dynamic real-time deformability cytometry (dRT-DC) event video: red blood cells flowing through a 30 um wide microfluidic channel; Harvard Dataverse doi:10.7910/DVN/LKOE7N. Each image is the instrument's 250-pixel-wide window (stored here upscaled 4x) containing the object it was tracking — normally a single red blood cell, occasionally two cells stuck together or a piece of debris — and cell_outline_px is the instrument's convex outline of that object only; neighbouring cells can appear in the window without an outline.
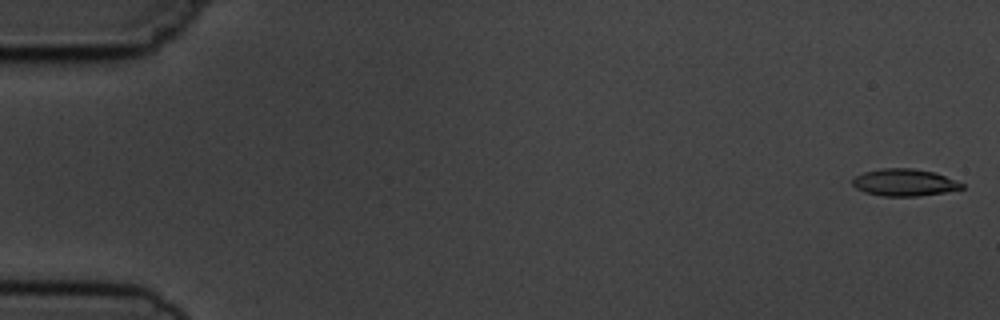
{"species": "common noctule bat (a hibernating species)", "species_latin": "Nyctalus noctula", "temperature_condition": "cold", "stored_images_in_passage": 6, "camera_frame_rate_fps": 3000, "um_per_image_px": 0.085, "animal": {"sex": "male", "body_mass_g": 19.5, "forearm_length_mm": 54.6}, "frame": {"image": 1, "passage_image": 1, "time_ms": 0.0, "image_size_px": [1000, 320], "cell_outline_px": [[964, 188], [944, 192], [920, 196], [884, 196], [864, 192], [856, 188], [852, 184], [852, 180], [856, 176], [864, 172], [880, 168], [912, 168], [936, 172], [964, 184]], "centroid_in_image_um": [76.87, 15.5], "position_along_channel_um": 8.1, "area_um2": 17.28}}
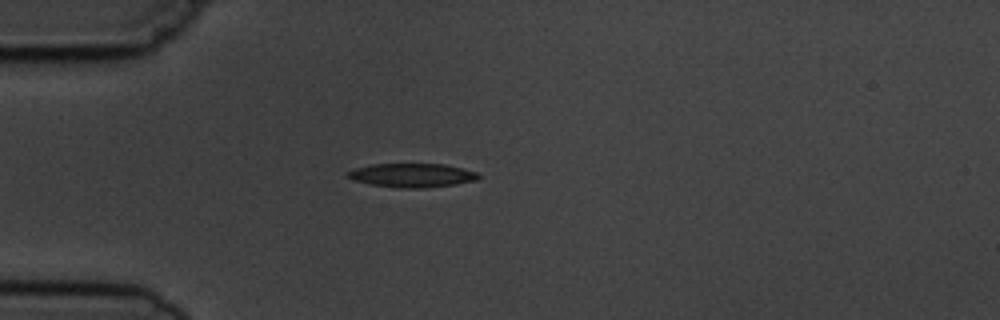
{"frame": {"image": 2, "passage_image": 5, "time_ms": 4.667, "image_size_px": [1000, 320], "cell_outline_px": [[480, 176], [476, 180], [456, 184], [424, 188], [400, 188], [372, 184], [352, 180], [344, 176], [348, 172], [356, 168], [372, 164], [444, 164], [476, 172]], "centroid_in_image_um": [35.0, 14.9], "position_along_channel_um": 50.0, "area_um2": 18.03}}